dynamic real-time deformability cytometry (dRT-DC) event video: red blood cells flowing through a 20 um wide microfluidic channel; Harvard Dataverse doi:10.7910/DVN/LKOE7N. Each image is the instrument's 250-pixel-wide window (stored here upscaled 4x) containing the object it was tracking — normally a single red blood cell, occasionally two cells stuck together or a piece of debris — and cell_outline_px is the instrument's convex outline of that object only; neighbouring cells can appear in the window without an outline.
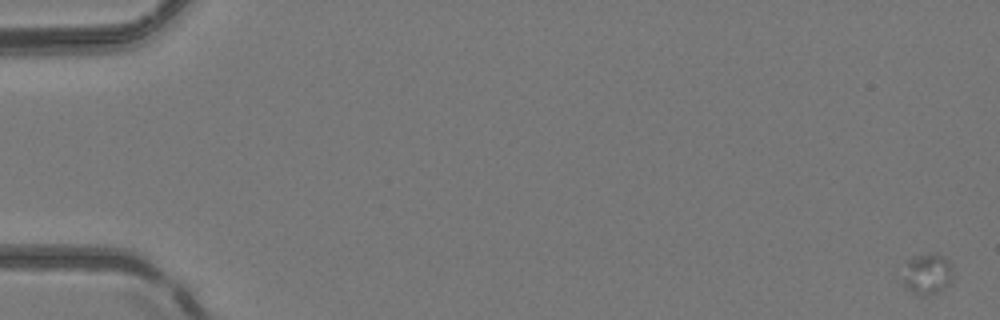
{"species": "common noctule bat (a hibernating species)", "species_latin": "Nyctalus noctula", "temperature_condition": "room temperature", "stored_images_in_passage": 18, "camera_frame_rate_fps": 3000, "um_per_image_px": 0.085, "animal": {"sex": "female", "body_mass_g": 24.6, "forearm_length_mm": 56.2}, "frame": {"image": 1, "passage_image": 1, "time_ms": 0.0, "image_size_px": [1000, 320], "cell_outline_px": [[952, 280], [948, 284], [936, 292], [920, 296], [916, 296], [904, 284], [904, 280], [908, 260], [916, 256], [928, 252], [936, 252], [944, 256], [952, 264]], "centroid_in_image_um": [78.87, 23.25], "position_along_channel_um": 6.1, "area_um2": 11.79}}